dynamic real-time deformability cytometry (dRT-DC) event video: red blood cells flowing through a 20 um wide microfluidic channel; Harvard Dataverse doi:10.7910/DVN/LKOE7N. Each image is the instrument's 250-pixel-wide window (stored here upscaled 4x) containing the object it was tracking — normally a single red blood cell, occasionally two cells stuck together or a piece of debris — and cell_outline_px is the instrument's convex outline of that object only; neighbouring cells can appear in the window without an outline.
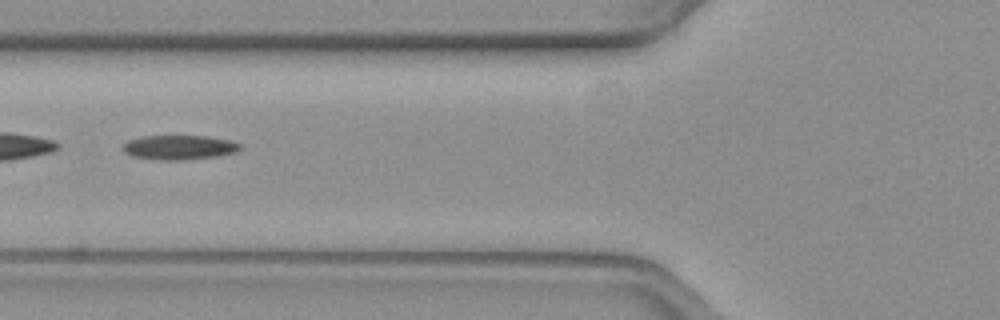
{"species": "common noctule bat (a hibernating species)", "species_latin": "Nyctalus noctula", "temperature_condition": "warm", "stored_images_in_passage": 36, "camera_frame_rate_fps": 3000, "um_per_image_px": 0.085, "animal": {"sex": "female", "body_mass_g": 19.3, "forearm_length_mm": 54.1}, "frame": {"image": 1, "passage_image": 6, "time_ms": 1.667, "image_size_px": [1000, 320], "cell_outline_px": [[244, 148], [236, 152], [220, 156], [184, 160], [160, 160], [132, 156], [124, 152], [124, 144], [128, 140], [140, 136], [208, 136], [232, 140], [244, 144]], "centroid_in_image_um": [15.33, 12.52], "position_along_channel_um": 110.5, "area_um2": 17.05}, "authors_computed_cell_mechanics": {"area_um2": 16.9354, "velocity_mm_per_s": 3.8689, "shape_relaxation_time_tau1_ms": 10.9544, "shape_relaxation_time_tau2_ms": 3.5059, "deformation_change_tau1": 0.2462, "deformation_change_tau2": 0.1127}}